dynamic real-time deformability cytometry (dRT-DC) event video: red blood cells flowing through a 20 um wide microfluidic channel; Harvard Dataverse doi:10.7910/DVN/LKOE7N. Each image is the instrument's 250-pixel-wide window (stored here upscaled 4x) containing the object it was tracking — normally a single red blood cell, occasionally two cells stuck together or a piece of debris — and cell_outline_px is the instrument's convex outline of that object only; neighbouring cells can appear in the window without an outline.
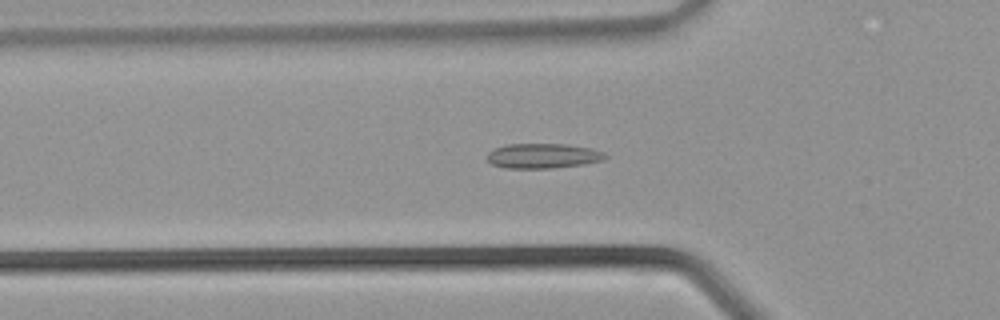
{"species": "common noctule bat (a hibernating species)", "species_latin": "Nyctalus noctula", "temperature_condition": "warm", "stored_images_in_passage": 36, "camera_frame_rate_fps": 3000, "um_per_image_px": 0.085, "animal": {"sex": "male", "body_mass_g": 21.5, "forearm_length_mm": 52.0}, "frame": {"image": 1, "passage_image": 12, "time_ms": 3.667, "image_size_px": [1000, 320], "cell_outline_px": [[608, 156], [604, 160], [584, 164], [552, 168], [504, 168], [492, 164], [488, 160], [488, 152], [496, 148], [508, 144], [568, 144], [592, 148], [604, 152]], "centroid_in_image_um": [46.19, 13.25], "position_along_channel_um": 79.6, "area_um2": 17.17}}
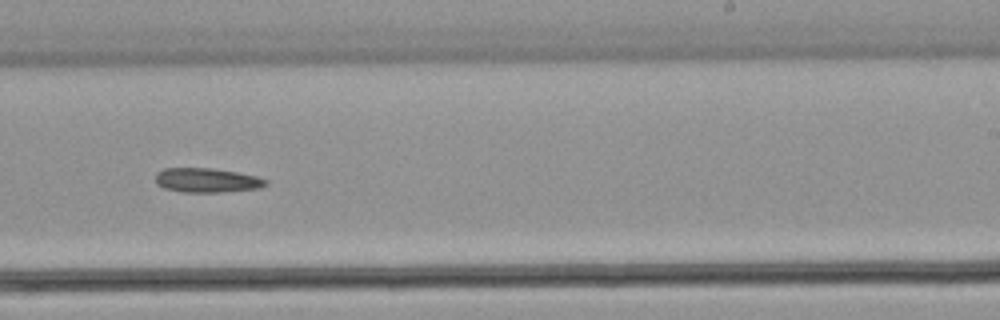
{"frame": {"image": 2, "passage_image": 22, "time_ms": 7.0, "image_size_px": [1000, 320], "cell_outline_px": [[268, 184], [260, 188], [220, 192], [184, 192], [164, 188], [156, 184], [156, 172], [164, 168], [212, 168], [236, 172], [256, 176], [268, 180]], "centroid_in_image_um": [17.58, 15.32], "position_along_channel_um": 271.4, "area_um2": 15.66}}
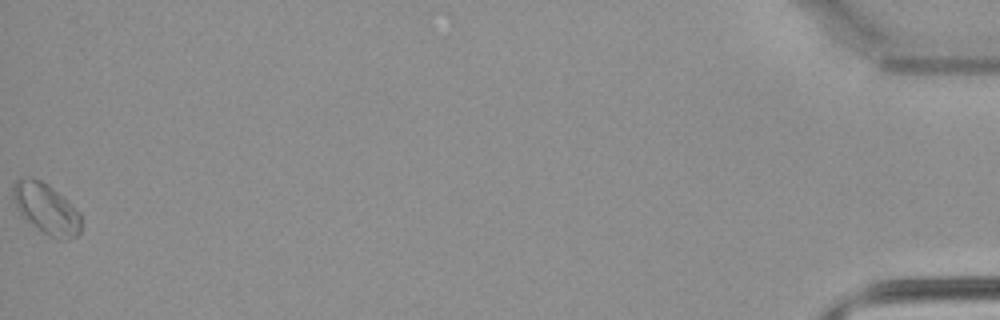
{"frame": {"image": 3, "passage_image": 36, "time_ms": 11.667, "image_size_px": [1000, 320], "cell_outline_px": [[80, 232], [76, 236], [68, 240], [52, 236], [44, 232], [20, 216], [16, 208], [12, 196], [12, 184], [20, 176], [32, 176], [40, 180], [64, 196], [80, 212]], "centroid_in_image_um": [3.89, 17.68], "position_along_channel_um": 431.3, "area_um2": 20.23}}